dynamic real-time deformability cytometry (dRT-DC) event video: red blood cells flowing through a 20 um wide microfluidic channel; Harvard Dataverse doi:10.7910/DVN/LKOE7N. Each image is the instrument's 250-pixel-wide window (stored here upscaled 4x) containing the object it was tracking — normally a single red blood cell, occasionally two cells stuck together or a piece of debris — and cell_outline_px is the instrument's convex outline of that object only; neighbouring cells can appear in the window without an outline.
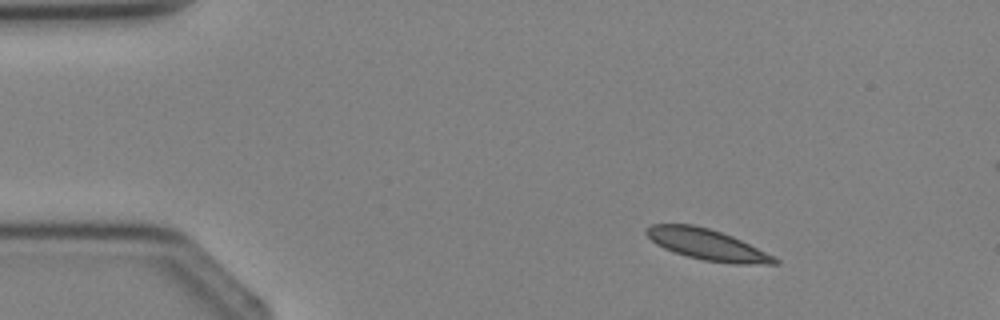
{"species": "Egyptian fruit bat (a non-hibernating species)", "species_latin": "Rousettus aegyptiacus", "temperature_condition": "cold", "stored_images_in_passage": 2, "camera_frame_rate_fps": 3000, "um_per_image_px": 0.085, "animal": {"sex": "female"}, "frame": {"image": 1, "passage_image": 1, "time_ms": 0.0, "image_size_px": [1000, 320], "cell_outline_px": [[780, 264], [732, 264], [704, 260], [688, 256], [664, 248], [656, 244], [644, 232], [652, 224], [692, 224], [708, 228], [732, 236], [780, 260]], "centroid_in_image_um": [60.1, 20.79], "position_along_channel_um": 24.9, "area_um2": 22.66}}